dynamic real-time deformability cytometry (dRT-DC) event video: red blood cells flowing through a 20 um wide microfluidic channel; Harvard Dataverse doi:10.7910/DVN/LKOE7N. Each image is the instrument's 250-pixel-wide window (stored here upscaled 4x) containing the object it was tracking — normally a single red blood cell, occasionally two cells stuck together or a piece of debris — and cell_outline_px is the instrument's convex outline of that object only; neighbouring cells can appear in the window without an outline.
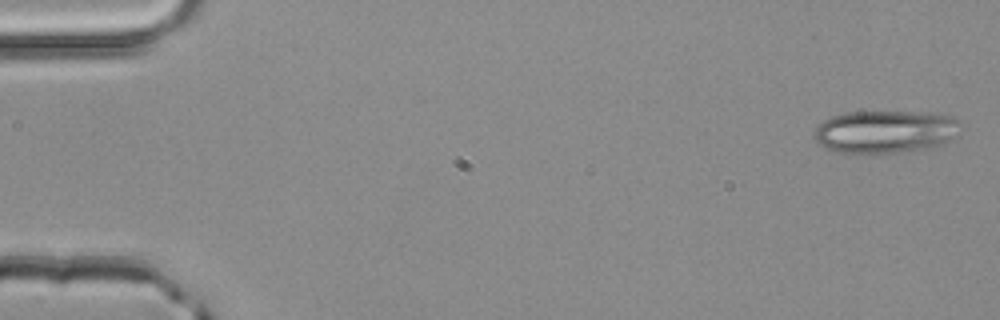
{"species": "common noctule bat (a hibernating species)", "species_latin": "Nyctalus noctula", "temperature_condition": "room temperature", "stored_images_in_passage": 3, "camera_frame_rate_fps": 3000, "um_per_image_px": 0.085, "animal": {"sex": "male", "body_mass_g": 20.4}, "frame": {"image": 1, "passage_image": 1, "time_ms": 0.0, "image_size_px": [1000, 320], "cell_outline_px": [[960, 124], [956, 136], [952, 140], [932, 148], [876, 156], [836, 152], [820, 144], [812, 136], [816, 128], [824, 120], [832, 116], [848, 112], [936, 112], [952, 116], [960, 120]], "centroid_in_image_um": [75.29, 11.23], "position_along_channel_um": 9.7, "area_um2": 37.57}}